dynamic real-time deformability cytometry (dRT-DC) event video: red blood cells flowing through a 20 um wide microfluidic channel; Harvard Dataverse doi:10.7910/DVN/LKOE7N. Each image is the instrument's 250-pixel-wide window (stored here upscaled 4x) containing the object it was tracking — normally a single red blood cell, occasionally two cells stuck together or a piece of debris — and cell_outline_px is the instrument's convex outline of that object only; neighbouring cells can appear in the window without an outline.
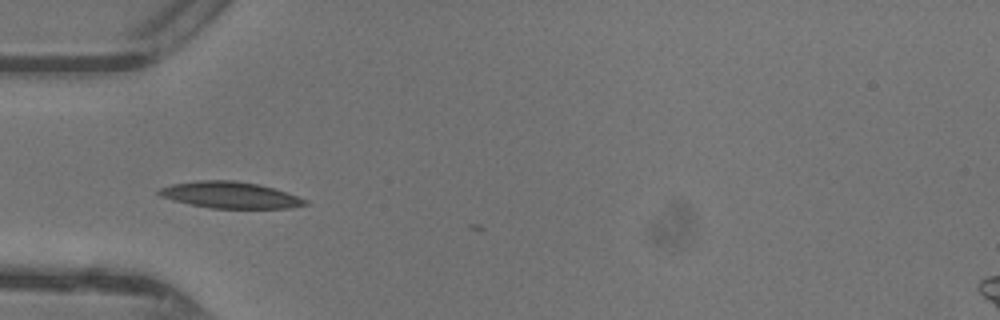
{"species": "common noctule bat (a hibernating species)", "species_latin": "Nyctalus noctula", "temperature_condition": "warm", "stored_images_in_passage": 5, "camera_frame_rate_fps": 3000, "um_per_image_px": 0.085, "animal": {"sex": "female"}, "frame": {"image": 1, "passage_image": 2, "time_ms": 0.333, "image_size_px": [1000, 320], "cell_outline_px": [[308, 204], [292, 208], [212, 208], [188, 204], [172, 200], [160, 196], [156, 192], [160, 188], [172, 184], [196, 180], [236, 180], [256, 184], [272, 188], [308, 200]], "centroid_in_image_um": [19.52, 16.57], "position_along_channel_um": 65.5, "area_um2": 22.43}}